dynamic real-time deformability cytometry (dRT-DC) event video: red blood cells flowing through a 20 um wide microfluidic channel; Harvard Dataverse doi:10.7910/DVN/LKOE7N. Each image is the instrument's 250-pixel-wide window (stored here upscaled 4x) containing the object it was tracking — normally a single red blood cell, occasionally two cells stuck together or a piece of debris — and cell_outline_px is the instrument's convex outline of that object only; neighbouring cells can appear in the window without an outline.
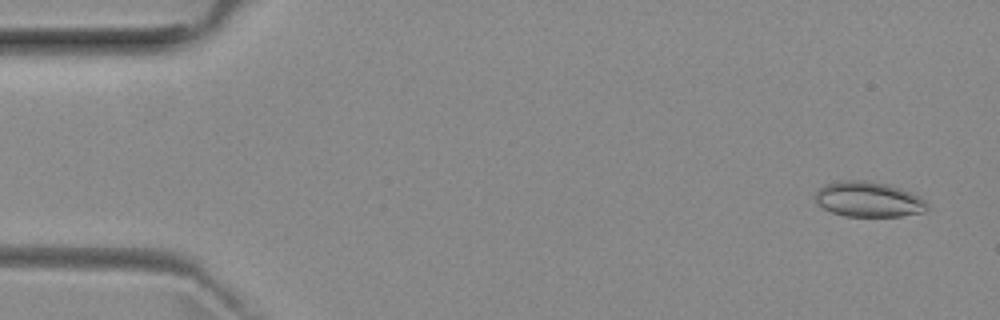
{"species": "common noctule bat (a hibernating species)", "species_latin": "Nyctalus noctula", "temperature_condition": "room temperature", "stored_images_in_passage": 52, "camera_frame_rate_fps": 3000, "um_per_image_px": 0.085, "animal": {"sex": "female", "body_mass_g": 29.2, "forearm_length_mm": 56.3}, "frame": {"image": 1, "passage_image": 3, "time_ms": 0.667, "image_size_px": [1000, 320], "cell_outline_px": [[928, 208], [924, 212], [900, 216], [844, 216], [832, 212], [824, 208], [812, 196], [824, 184], [840, 180], [864, 180], [888, 184], [900, 188], [920, 196], [928, 204]], "centroid_in_image_um": [73.82, 16.93], "position_along_channel_um": 11.2, "area_um2": 23.06}}
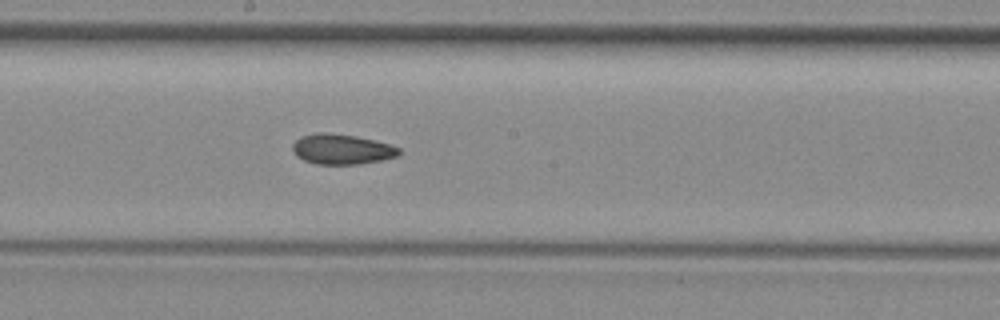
{"frame": {"image": 2, "passage_image": 28, "time_ms": 9.0, "image_size_px": [1000, 320], "cell_outline_px": [[400, 152], [396, 156], [380, 160], [360, 164], [316, 164], [304, 160], [296, 156], [292, 152], [292, 144], [300, 136], [316, 132], [324, 132], [356, 136], [392, 144], [400, 148]], "centroid_in_image_um": [29.02, 12.67], "position_along_channel_um": 219.2, "area_um2": 18.84}}
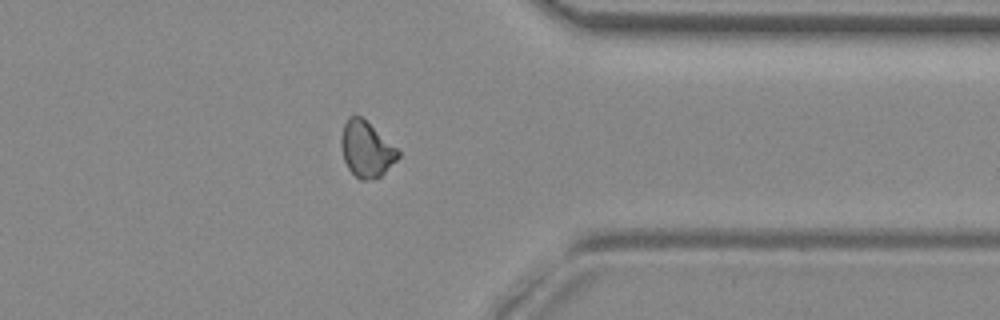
{"frame": {"image": 3, "passage_image": 41, "time_ms": 13.333, "image_size_px": [1000, 320], "cell_outline_px": [[400, 156], [380, 176], [368, 180], [360, 180], [348, 168], [344, 160], [340, 144], [340, 140], [344, 124], [348, 116], [360, 116], [400, 148]], "centroid_in_image_um": [31.16, 12.67], "position_along_channel_um": 380.2, "area_um2": 18.55}, "authors_computed_cell_mechanics": {"area_um2": 19.0162, "velocity_mm_per_s": 3.9724, "shape_relaxation_time_tau1_ms": null, "shape_relaxation_time_tau2_ms": 8.8785, "deformation_change_tau1": null, "deformation_change_tau2": 0.1399}}